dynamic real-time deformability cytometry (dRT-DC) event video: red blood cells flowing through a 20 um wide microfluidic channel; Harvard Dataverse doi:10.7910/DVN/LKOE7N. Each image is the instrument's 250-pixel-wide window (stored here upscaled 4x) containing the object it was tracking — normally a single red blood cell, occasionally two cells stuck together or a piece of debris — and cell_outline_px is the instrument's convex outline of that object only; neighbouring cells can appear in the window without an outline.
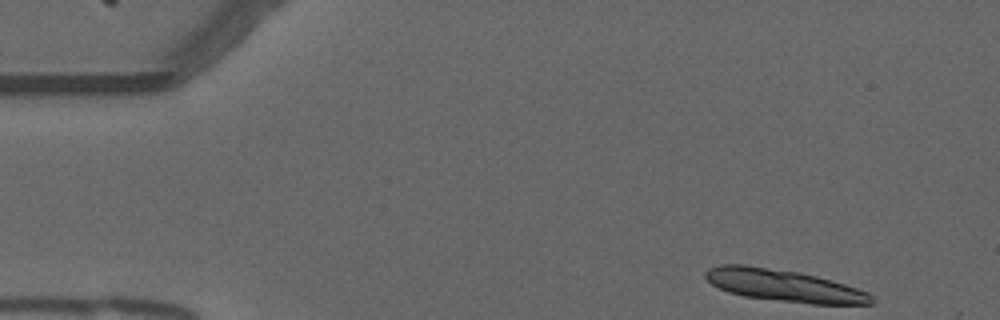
{"species": "common noctule bat (a hibernating species)", "species_latin": "Nyctalus noctula", "temperature_condition": "warm", "stored_images_in_passage": 11, "camera_frame_rate_fps": 3000, "um_per_image_px": 0.085, "animal": {"sex": "male", "forearm_length_mm": 52.5}, "frame": {"image": 1, "passage_image": 1, "time_ms": 0.0, "image_size_px": [1000, 320], "cell_outline_px": [[876, 300], [872, 304], [812, 304], [744, 296], [728, 292], [712, 284], [704, 276], [704, 272], [708, 268], [720, 264], [744, 264], [796, 272], [816, 276], [844, 284], [868, 292]], "centroid_in_image_um": [66.62, 24.27], "position_along_channel_um": 18.4, "area_um2": 30.75}}